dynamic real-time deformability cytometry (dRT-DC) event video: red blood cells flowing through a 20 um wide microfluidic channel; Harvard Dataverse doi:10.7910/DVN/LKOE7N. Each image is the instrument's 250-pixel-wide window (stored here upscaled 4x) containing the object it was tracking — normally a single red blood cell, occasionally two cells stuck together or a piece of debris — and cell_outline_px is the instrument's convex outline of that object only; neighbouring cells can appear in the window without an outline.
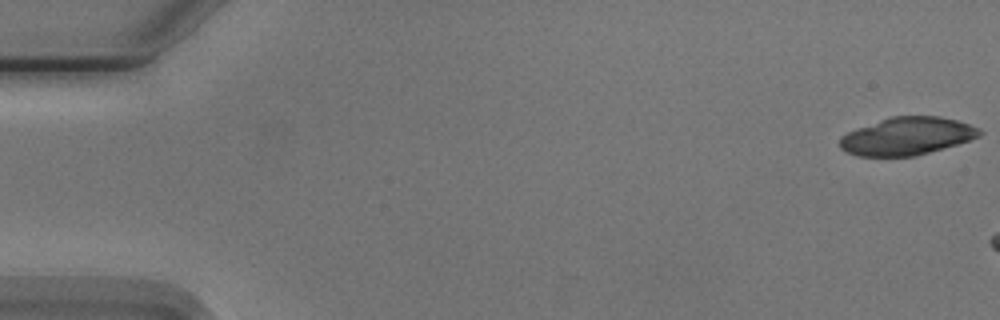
{"species": "Egyptian fruit bat (a non-hibernating species)", "species_latin": "Rousettus aegyptiacus", "temperature_condition": "cold", "stored_images_in_passage": 10, "camera_frame_rate_fps": 3000, "um_per_image_px": 0.085, "animal": {"sex": "male"}, "frame": {"image": 1, "passage_image": 1, "time_ms": 0.0, "image_size_px": [1000, 320], "cell_outline_px": [[980, 136], [956, 144], [916, 156], [856, 156], [840, 148], [840, 136], [848, 132], [880, 120], [892, 116], [940, 116], [956, 120], [980, 128]], "centroid_in_image_um": [77.08, 11.58], "position_along_channel_um": 7.9, "area_um2": 30.35}}